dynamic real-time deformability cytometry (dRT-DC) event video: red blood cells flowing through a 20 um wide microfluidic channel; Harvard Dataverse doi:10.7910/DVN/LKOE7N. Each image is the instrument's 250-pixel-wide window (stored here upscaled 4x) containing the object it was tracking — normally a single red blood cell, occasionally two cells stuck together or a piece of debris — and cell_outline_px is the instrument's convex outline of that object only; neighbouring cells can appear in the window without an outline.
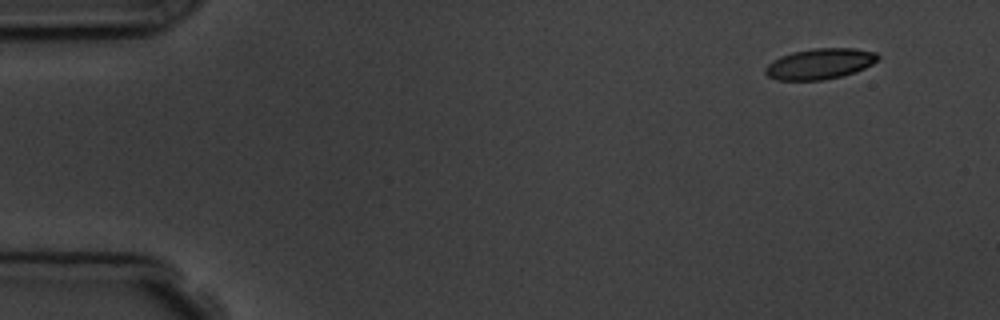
{"species": "common noctule bat (a hibernating species)", "species_latin": "Nyctalus noctula", "temperature_condition": "room temperature", "stored_images_in_passage": 6, "segment_of_instrument_passage": [2, 2], "camera_frame_rate_fps": 3000, "um_per_image_px": 0.085, "animal": {"sex": "male", "body_mass_g": 19.5, "forearm_length_mm": 54.6}, "frame": {"image": 1, "passage_image": 6, "time_ms": 6.333, "image_size_px": [1000, 320], "cell_outline_px": [[880, 56], [872, 64], [864, 68], [840, 76], [824, 80], [776, 80], [768, 76], [764, 72], [764, 68], [772, 60], [780, 56], [792, 52], [816, 48], [852, 48], [876, 52]], "centroid_in_image_um": [69.64, 5.42], "position_along_channel_um": 15.4, "area_um2": 20.06}}